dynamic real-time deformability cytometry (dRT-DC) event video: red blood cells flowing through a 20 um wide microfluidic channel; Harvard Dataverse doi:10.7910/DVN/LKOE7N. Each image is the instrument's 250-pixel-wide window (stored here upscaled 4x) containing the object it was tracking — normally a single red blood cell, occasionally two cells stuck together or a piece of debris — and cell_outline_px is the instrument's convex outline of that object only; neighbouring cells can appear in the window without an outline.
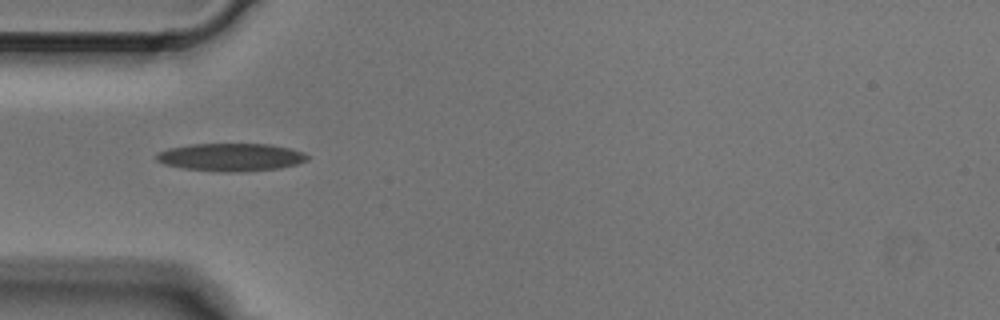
{"species": "Egyptian fruit bat (a non-hibernating species)", "species_latin": "Rousettus aegyptiacus", "temperature_condition": "cold", "stored_images_in_passage": 2, "camera_frame_rate_fps": 3000, "um_per_image_px": 0.085, "animal": {"sex": "male"}, "frame": {"image": 1, "passage_image": 2, "time_ms": 0.333, "image_size_px": [1000, 320], "cell_outline_px": [[308, 160], [296, 164], [280, 168], [240, 172], [224, 172], [184, 168], [164, 164], [156, 160], [156, 152], [168, 148], [192, 144], [272, 144], [304, 152], [308, 156]], "centroid_in_image_um": [19.62, 13.36], "position_along_channel_um": 65.4, "area_um2": 24.51}}